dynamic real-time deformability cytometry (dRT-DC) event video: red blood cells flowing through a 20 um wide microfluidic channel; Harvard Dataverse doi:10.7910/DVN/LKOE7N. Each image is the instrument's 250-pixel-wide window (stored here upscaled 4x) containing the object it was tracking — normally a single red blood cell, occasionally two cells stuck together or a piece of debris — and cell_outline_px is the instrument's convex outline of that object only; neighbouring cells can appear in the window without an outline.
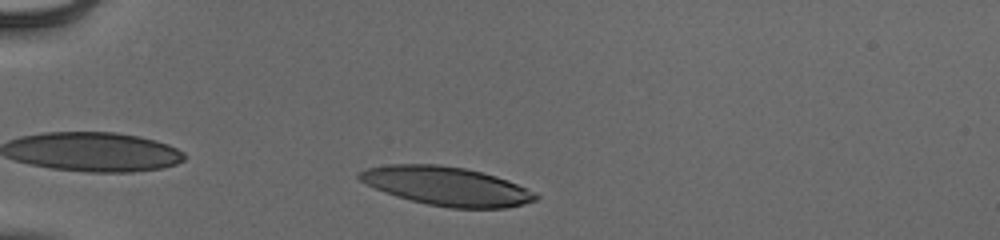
{"species": "human", "species_latin": "Homo sapiens", "temperature_condition": "cold", "stored_images_in_passage": 34, "camera_frame_rate_fps": 3000, "um_per_image_px": 0.085, "donor": {"sex": "male"}, "frame": {"image": 1, "passage_image": 3, "time_ms": 0.667, "image_size_px": [1000, 240], "cell_outline_px": [[540, 196], [536, 200], [524, 204], [504, 208], [448, 208], [428, 204], [396, 196], [384, 192], [360, 180], [356, 176], [360, 172], [368, 168], [388, 164], [436, 164], [464, 168], [496, 176], [536, 192]], "centroid_in_image_um": [37.98, 15.82], "position_along_channel_um": 47.0, "area_um2": 39.54}}
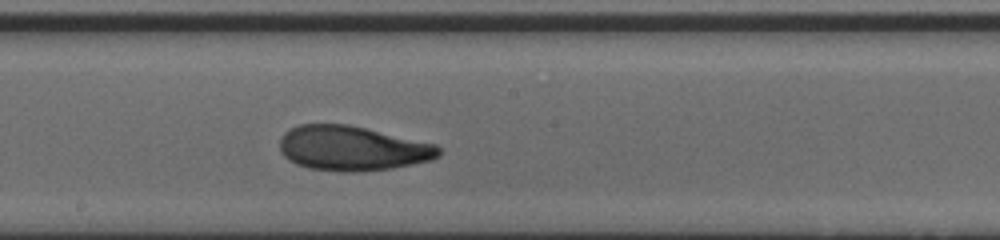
{"frame": {"image": 2, "passage_image": 19, "time_ms": 6.0, "image_size_px": [1000, 240], "cell_outline_px": [[440, 156], [432, 160], [392, 168], [356, 172], [340, 172], [308, 168], [296, 164], [288, 160], [280, 152], [280, 140], [284, 132], [300, 124], [348, 124], [436, 144], [440, 148]], "centroid_in_image_um": [29.93, 12.61], "position_along_channel_um": 218.3, "area_um2": 41.56}}
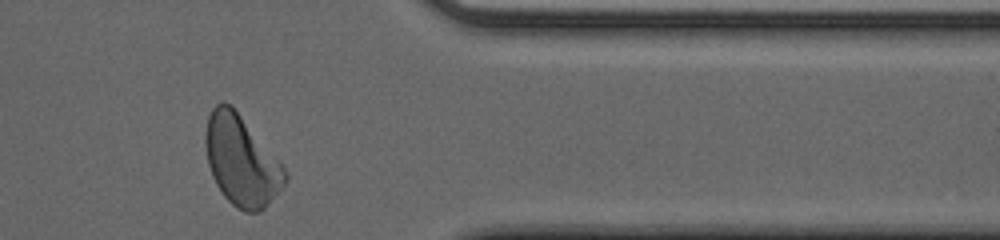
{"frame": {"image": 3, "passage_image": 33, "time_ms": 10.667, "image_size_px": [1000, 240], "cell_outline_px": [[288, 180], [264, 208], [260, 212], [244, 212], [236, 208], [224, 196], [216, 184], [212, 176], [208, 164], [204, 144], [204, 132], [208, 116], [212, 108], [216, 104], [224, 100], [236, 112], [280, 160], [288, 176]], "centroid_in_image_um": [20.5, 13.68], "position_along_channel_um": 390.9, "area_um2": 41.5}, "authors_computed_cell_mechanics": {"area_um2": 40.5756, "velocity_mm_per_s": 3.9206, "shape_relaxation_time_tau1_ms": 3.4796, "shape_relaxation_time_tau2_ms": 1.9317, "deformation_change_tau1": 0.1676, "deformation_change_tau2": 0.088}}